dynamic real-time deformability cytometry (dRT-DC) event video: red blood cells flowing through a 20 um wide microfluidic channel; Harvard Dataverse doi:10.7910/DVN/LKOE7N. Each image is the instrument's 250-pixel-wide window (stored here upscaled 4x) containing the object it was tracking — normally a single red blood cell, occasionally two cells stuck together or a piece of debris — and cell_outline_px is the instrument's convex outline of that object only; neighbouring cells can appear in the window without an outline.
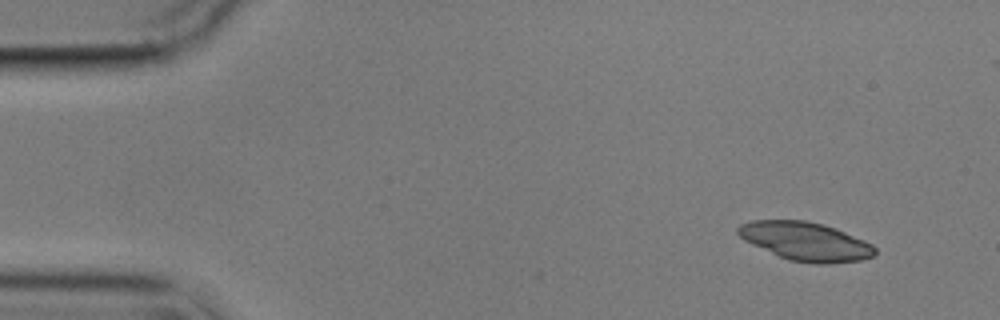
{"species": "common noctule bat (a hibernating species)", "species_latin": "Nyctalus noctula", "temperature_condition": "cold", "stored_images_in_passage": 5, "segment_of_instrument_passage": [1, 2], "camera_frame_rate_fps": 3000, "um_per_image_px": 0.085, "animal": {"sex": "male", "body_mass_g": 17.9}, "frame": {"image": 1, "passage_image": 1, "time_ms": 0.0, "image_size_px": [1000, 320], "cell_outline_px": [[876, 252], [872, 256], [860, 260], [828, 264], [816, 264], [788, 260], [752, 244], [744, 240], [736, 232], [736, 228], [740, 224], [752, 220], [804, 220], [824, 224], [836, 228], [864, 240], [872, 244], [876, 248]], "centroid_in_image_um": [68.47, 20.51], "position_along_channel_um": 16.5, "area_um2": 30.81}}